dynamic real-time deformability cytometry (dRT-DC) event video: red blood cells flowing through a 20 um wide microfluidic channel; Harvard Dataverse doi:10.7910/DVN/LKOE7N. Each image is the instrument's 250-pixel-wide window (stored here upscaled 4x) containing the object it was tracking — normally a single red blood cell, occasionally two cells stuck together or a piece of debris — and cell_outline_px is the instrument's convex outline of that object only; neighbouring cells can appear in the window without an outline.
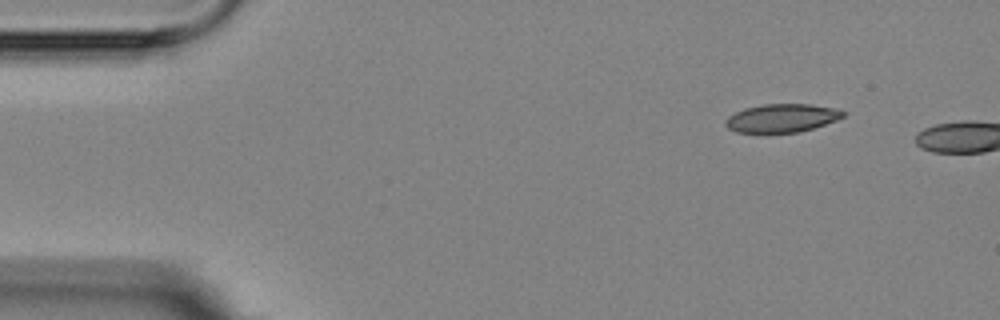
{"species": "Egyptian fruit bat (a non-hibernating species)", "species_latin": "Rousettus aegyptiacus", "temperature_condition": "room temperature", "stored_images_in_passage": 2, "camera_frame_rate_fps": 3000, "um_per_image_px": 0.085, "animal": {"sex": "female"}, "frame": {"image": 1, "passage_image": 1, "time_ms": 0.0, "image_size_px": [1000, 320], "cell_outline_px": [[848, 112], [844, 116], [836, 120], [800, 132], [768, 136], [764, 136], [736, 132], [728, 128], [724, 124], [724, 120], [728, 116], [744, 108], [764, 104], [812, 104], [832, 108]], "centroid_in_image_um": [66.38, 10.09], "position_along_channel_um": 18.6, "area_um2": 20.29}}